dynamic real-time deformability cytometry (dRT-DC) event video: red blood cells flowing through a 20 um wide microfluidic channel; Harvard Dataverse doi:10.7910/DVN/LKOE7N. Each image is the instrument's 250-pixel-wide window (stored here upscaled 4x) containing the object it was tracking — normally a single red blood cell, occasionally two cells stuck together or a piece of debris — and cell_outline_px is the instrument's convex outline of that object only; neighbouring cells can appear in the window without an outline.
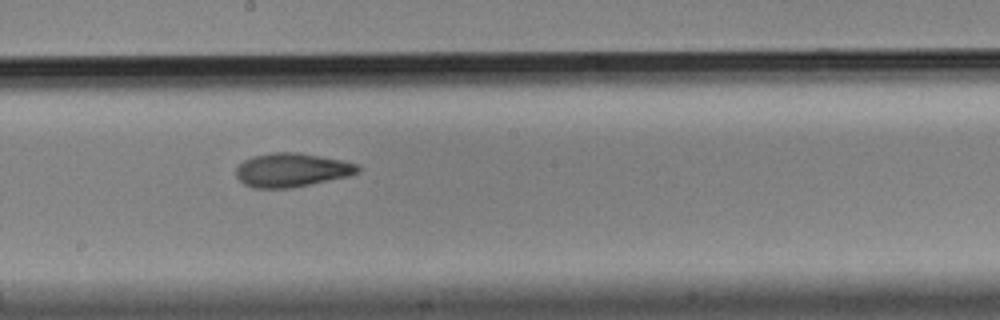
{"species": "Egyptian fruit bat (a non-hibernating species)", "species_latin": "Rousettus aegyptiacus", "temperature_condition": "cold", "stored_images_in_passage": 5, "camera_frame_rate_fps": 3000, "um_per_image_px": 0.085, "animal": {"sex": "male"}, "frame": {"image": 1, "passage_image": 5, "time_ms": 1.333, "image_size_px": [1000, 320], "cell_outline_px": [[360, 172], [348, 176], [292, 188], [252, 188], [244, 184], [236, 176], [236, 168], [244, 160], [252, 156], [272, 152], [296, 152], [344, 160], [356, 164], [360, 168]], "centroid_in_image_um": [24.79, 14.45], "position_along_channel_um": 223.4, "area_um2": 24.04}}